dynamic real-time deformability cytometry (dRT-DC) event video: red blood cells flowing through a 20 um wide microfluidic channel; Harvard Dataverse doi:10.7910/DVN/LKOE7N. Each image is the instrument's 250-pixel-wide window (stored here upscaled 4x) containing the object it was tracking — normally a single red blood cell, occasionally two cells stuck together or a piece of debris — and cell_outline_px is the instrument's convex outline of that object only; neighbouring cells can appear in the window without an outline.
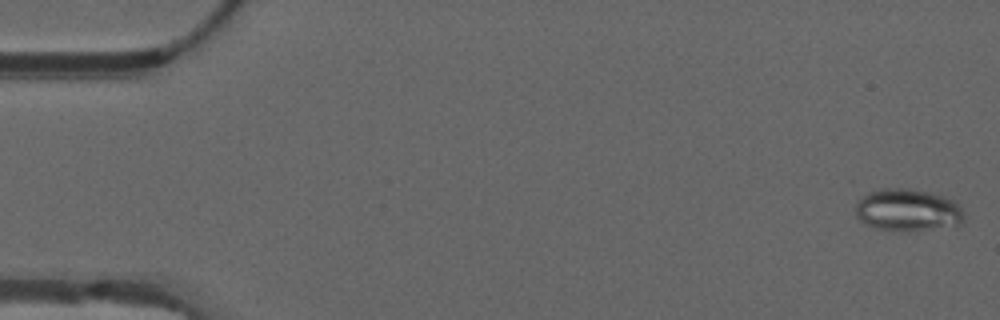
{"species": "common noctule bat (a hibernating species)", "species_latin": "Nyctalus noctula", "temperature_condition": "warm", "stored_images_in_passage": 25, "camera_frame_rate_fps": 3000, "um_per_image_px": 0.085, "animal": {"sex": "male", "forearm_length_mm": 52.5}, "frame": {"image": 1, "passage_image": 1, "time_ms": 0.0, "image_size_px": [1000, 320], "cell_outline_px": [[964, 220], [956, 228], [908, 232], [880, 228], [868, 224], [860, 220], [856, 216], [856, 204], [868, 192], [880, 188], [908, 188], [928, 192], [952, 200], [964, 212]], "centroid_in_image_um": [77.21, 17.89], "position_along_channel_um": 7.8, "area_um2": 26.99}}
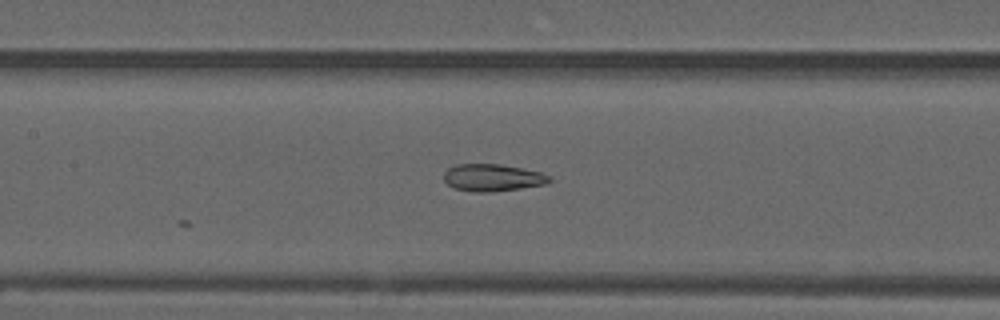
{"frame": {"image": 2, "passage_image": 25, "time_ms": 8.0, "image_size_px": [1000, 320], "cell_outline_px": [[552, 180], [548, 184], [520, 188], [488, 192], [472, 192], [452, 188], [444, 180], [444, 172], [448, 168], [456, 164], [500, 164], [540, 172], [552, 176]], "centroid_in_image_um": [41.87, 15.1], "position_along_channel_um": 165.5, "area_um2": 16.82}}